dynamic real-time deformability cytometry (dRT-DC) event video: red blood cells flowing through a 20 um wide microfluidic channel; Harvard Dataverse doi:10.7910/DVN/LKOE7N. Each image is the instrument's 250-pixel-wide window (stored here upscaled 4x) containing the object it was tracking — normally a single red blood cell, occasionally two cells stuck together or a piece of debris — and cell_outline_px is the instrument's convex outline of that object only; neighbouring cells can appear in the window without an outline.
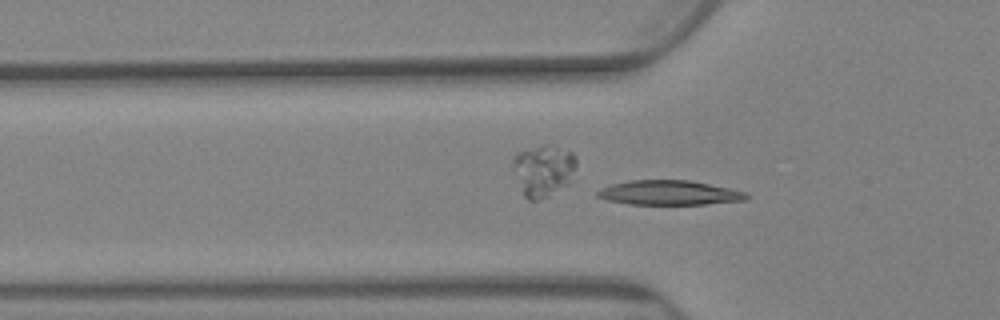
{"species": "Egyptian fruit bat (a non-hibernating species)", "species_latin": "Rousettus aegyptiacus", "temperature_condition": "warm", "stored_images_in_passage": 75, "camera_frame_rate_fps": 3000, "um_per_image_px": 0.085, "animal": {"sex": "female"}, "frame": {"image": 1, "passage_image": 20, "time_ms": 6.333, "image_size_px": [1000, 320], "cell_outline_px": [[748, 200], [704, 204], [628, 204], [608, 200], [596, 196], [596, 192], [600, 188], [612, 184], [628, 180], [688, 180], [728, 188], [744, 192], [748, 196]], "centroid_in_image_um": [56.84, 16.38], "position_along_channel_um": 69.0, "area_um2": 21.15}}
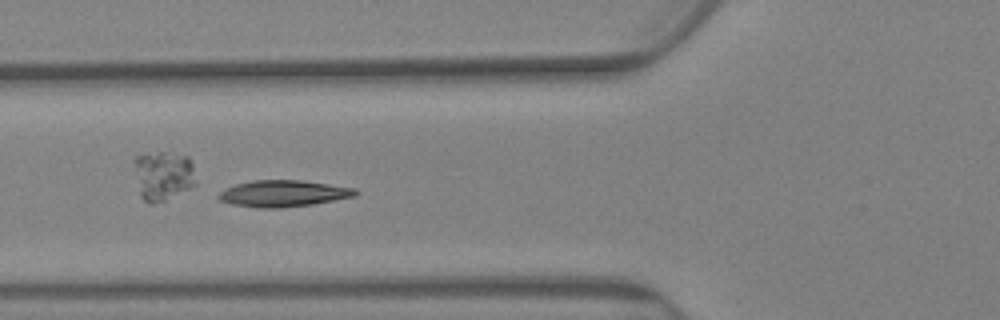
{"frame": {"image": 2, "passage_image": 24, "time_ms": 7.667, "image_size_px": [1000, 320], "cell_outline_px": [[360, 192], [356, 196], [312, 204], [280, 208], [256, 208], [232, 204], [220, 200], [216, 196], [220, 192], [236, 184], [252, 180], [300, 180], [356, 188]], "centroid_in_image_um": [24.09, 16.45], "position_along_channel_um": 101.7, "area_um2": 21.1}}
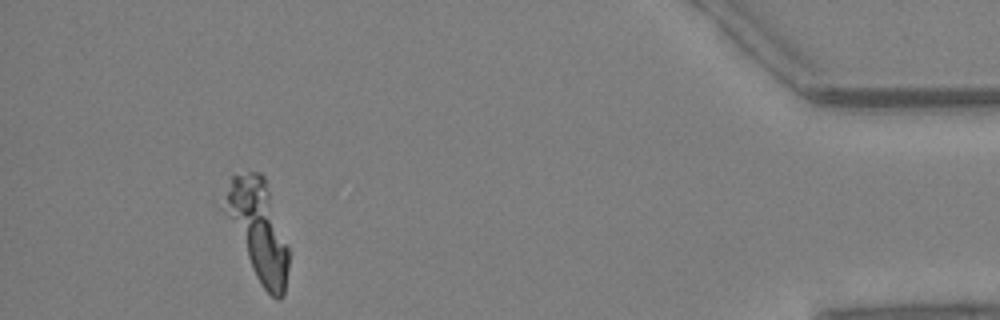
{"frame": {"image": 3, "passage_image": 69, "time_ms": 22.667, "image_size_px": [1000, 320], "cell_outline_px": [[288, 268], [284, 296], [280, 300], [276, 300], [264, 288], [256, 276], [224, 212], [232, 172], [260, 172], [264, 176], [288, 248]], "centroid_in_image_um": [21.97, 19.55], "position_along_channel_um": 413.2, "area_um2": 35.95}}